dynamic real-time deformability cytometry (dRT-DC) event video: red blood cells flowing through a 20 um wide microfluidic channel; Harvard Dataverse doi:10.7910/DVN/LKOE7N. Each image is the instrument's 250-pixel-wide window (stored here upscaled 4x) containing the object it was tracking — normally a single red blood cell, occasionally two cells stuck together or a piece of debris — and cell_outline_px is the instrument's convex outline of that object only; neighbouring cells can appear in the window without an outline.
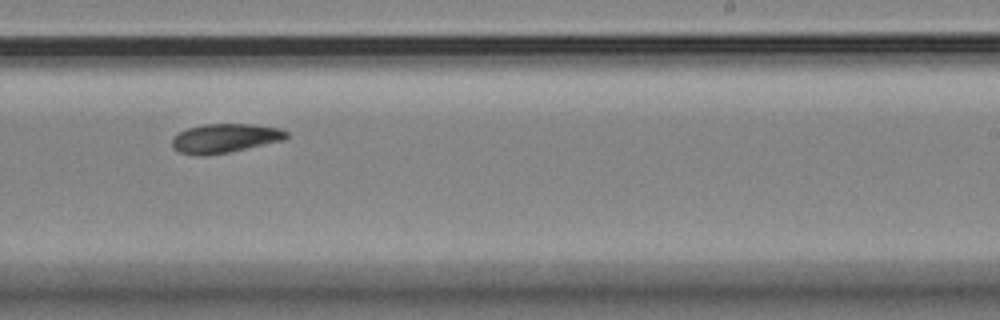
{"species": "Egyptian fruit bat (a non-hibernating species)", "species_latin": "Rousettus aegyptiacus", "temperature_condition": "room temperature", "stored_images_in_passage": 15, "camera_frame_rate_fps": 3000, "um_per_image_px": 0.085, "animal": {"sex": "female"}, "frame": {"image": 1, "passage_image": 9, "time_ms": 10.0, "image_size_px": [1000, 320], "cell_outline_px": [[288, 136], [284, 140], [228, 152], [204, 156], [200, 156], [180, 152], [172, 148], [172, 136], [188, 128], [204, 124], [252, 124], [280, 128], [288, 132]], "centroid_in_image_um": [19.1, 11.75], "position_along_channel_um": 269.9, "area_um2": 19.36}}
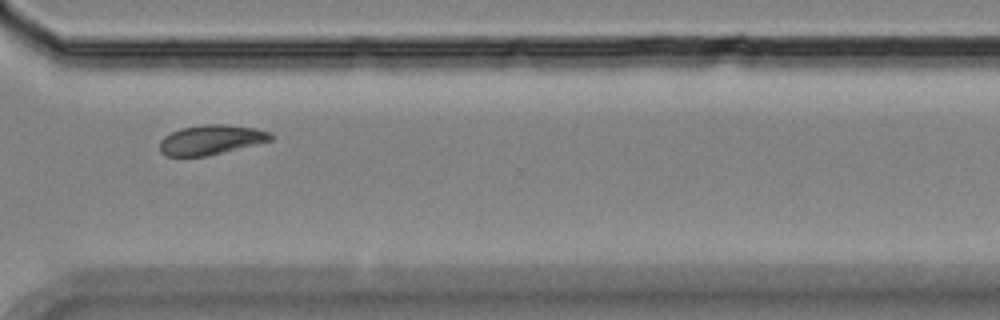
{"frame": {"image": 2, "passage_image": 11, "time_ms": 12.333, "image_size_px": [1000, 320], "cell_outline_px": [[276, 136], [272, 140], [256, 144], [204, 156], [168, 156], [160, 152], [160, 140], [164, 136], [180, 128], [204, 124], [224, 124], [256, 128], [272, 132]], "centroid_in_image_um": [17.96, 11.86], "position_along_channel_um": 352.6, "area_um2": 19.19}, "authors_computed_cell_mechanics": {"area_um2": 18.207, "velocity_mm_per_s": 3.5729, "shape_relaxation_time_tau1_ms": 4.5512, "shape_relaxation_time_tau2_ms": null, "deformation_change_tau1": 0.05, "deformation_change_tau2": null}}